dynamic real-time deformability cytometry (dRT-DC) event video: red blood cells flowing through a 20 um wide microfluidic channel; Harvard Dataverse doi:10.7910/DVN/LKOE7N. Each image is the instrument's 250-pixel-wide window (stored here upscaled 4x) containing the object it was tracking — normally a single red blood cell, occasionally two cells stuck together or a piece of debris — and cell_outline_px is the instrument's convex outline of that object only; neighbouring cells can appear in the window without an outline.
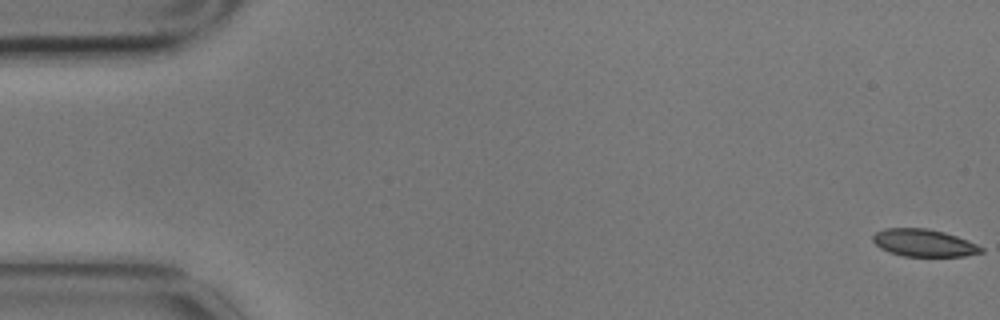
{"species": "common noctule bat (a hibernating species)", "species_latin": "Nyctalus noctula", "temperature_condition": "cold", "stored_images_in_passage": 7, "camera_frame_rate_fps": 3000, "um_per_image_px": 0.085, "animal": {"sex": "male", "body_mass_g": 17.9}, "frame": {"image": 1, "passage_image": 1, "time_ms": 0.0, "image_size_px": [1000, 320], "cell_outline_px": [[984, 252], [964, 256], [904, 256], [888, 252], [880, 248], [872, 240], [872, 236], [876, 232], [884, 228], [928, 228], [944, 232], [968, 240], [984, 248]], "centroid_in_image_um": [78.52, 20.64], "position_along_channel_um": 6.5, "area_um2": 17.34}}
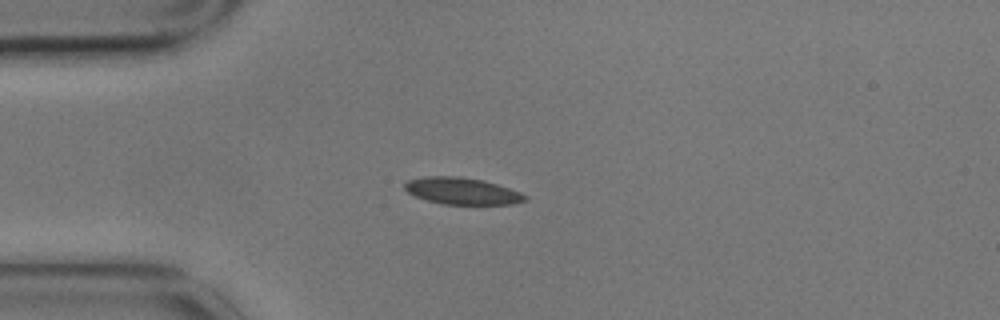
{"frame": {"image": 2, "passage_image": 5, "time_ms": 1.333, "image_size_px": [1000, 320], "cell_outline_px": [[528, 200], [512, 204], [444, 204], [428, 200], [416, 196], [408, 192], [404, 188], [404, 184], [408, 180], [424, 176], [456, 176], [484, 180], [520, 192], [528, 196]], "centroid_in_image_um": [39.29, 16.23], "position_along_channel_um": 45.7, "area_um2": 18.67}}
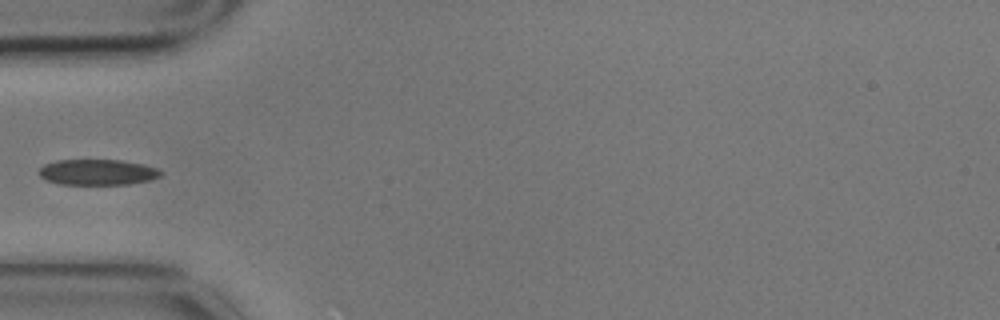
{"frame": {"image": 3, "passage_image": 6, "time_ms": 1.667, "image_size_px": [1000, 320], "cell_outline_px": [[164, 172], [160, 176], [148, 180], [128, 184], [60, 184], [44, 180], [40, 176], [40, 168], [44, 164], [56, 160], [120, 160], [144, 164], [156, 168]], "centroid_in_image_um": [8.28, 14.63], "position_along_channel_um": 76.7, "area_um2": 18.21}}